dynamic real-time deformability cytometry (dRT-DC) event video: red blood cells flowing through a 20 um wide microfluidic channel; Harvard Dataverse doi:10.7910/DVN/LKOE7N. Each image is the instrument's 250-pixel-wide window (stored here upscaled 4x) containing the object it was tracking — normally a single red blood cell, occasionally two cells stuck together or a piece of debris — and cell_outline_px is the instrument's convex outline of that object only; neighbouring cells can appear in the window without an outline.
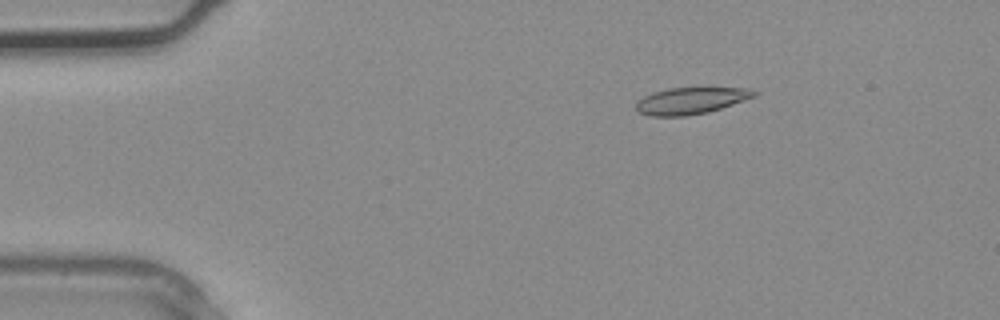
{"species": "common noctule bat (a hibernating species)", "species_latin": "Nyctalus noctula", "temperature_condition": "warm", "stored_images_in_passage": 5, "camera_frame_rate_fps": 3000, "um_per_image_px": 0.085, "animal": {"sex": "male", "body_mass_g": 20.4}, "frame": {"image": 1, "passage_image": 5, "time_ms": 1.333, "image_size_px": [1000, 320], "cell_outline_px": [[760, 92], [756, 96], [708, 112], [688, 116], [652, 116], [640, 112], [636, 108], [636, 100], [652, 92], [668, 88], [748, 88]], "centroid_in_image_um": [58.72, 8.55], "position_along_channel_um": 26.3, "area_um2": 18.32}}